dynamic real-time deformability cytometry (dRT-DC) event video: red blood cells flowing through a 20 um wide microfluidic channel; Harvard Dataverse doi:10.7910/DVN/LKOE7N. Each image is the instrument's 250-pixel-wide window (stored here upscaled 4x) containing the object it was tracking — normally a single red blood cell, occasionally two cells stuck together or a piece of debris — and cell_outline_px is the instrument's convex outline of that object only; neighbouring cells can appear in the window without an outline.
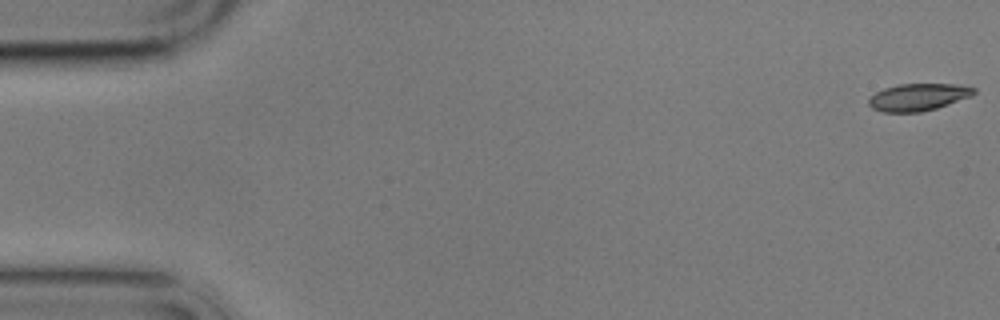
{"species": "common noctule bat (a hibernating species)", "species_latin": "Nyctalus noctula", "temperature_condition": "cold", "stored_images_in_passage": 4, "camera_frame_rate_fps": 3000, "um_per_image_px": 0.085, "animal": {"sex": "male", "body_mass_g": 17.9}, "frame": {"image": 1, "passage_image": 1, "time_ms": 0.0, "image_size_px": [1000, 320], "cell_outline_px": [[976, 92], [972, 96], [936, 108], [920, 112], [880, 112], [872, 108], [868, 104], [868, 100], [876, 92], [884, 88], [900, 84], [956, 84], [976, 88]], "centroid_in_image_um": [78.05, 8.25], "position_along_channel_um": 7.0, "area_um2": 16.65}}